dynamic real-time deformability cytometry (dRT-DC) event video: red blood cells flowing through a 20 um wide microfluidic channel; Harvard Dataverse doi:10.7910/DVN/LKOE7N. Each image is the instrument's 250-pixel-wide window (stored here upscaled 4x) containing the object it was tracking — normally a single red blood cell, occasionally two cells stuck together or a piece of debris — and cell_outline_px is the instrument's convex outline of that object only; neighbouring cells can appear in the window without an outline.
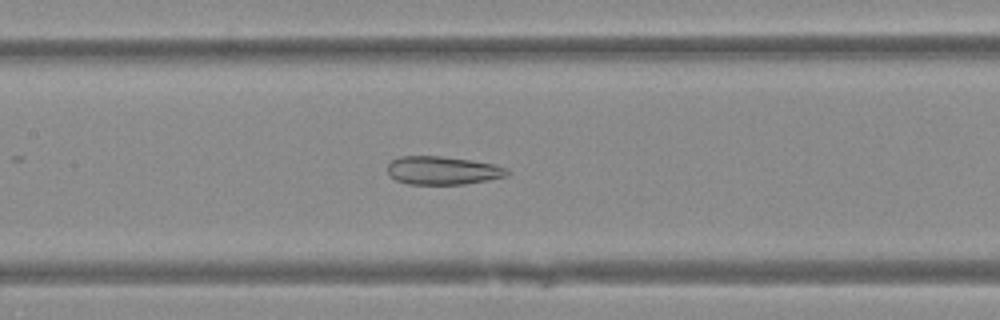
{"species": "Egyptian fruit bat (a non-hibernating species)", "species_latin": "Rousettus aegyptiacus", "temperature_condition": "warm", "stored_images_in_passage": 50, "camera_frame_rate_fps": 3000, "um_per_image_px": 0.085, "animal": {"sex": "female"}, "frame": {"image": 1, "passage_image": 23, "time_ms": 7.333, "image_size_px": [1000, 320], "cell_outline_px": [[512, 172], [508, 176], [488, 180], [464, 184], [408, 184], [396, 180], [388, 176], [388, 164], [392, 160], [400, 156], [440, 156], [468, 160], [492, 164], [508, 168]], "centroid_in_image_um": [37.63, 14.5], "position_along_channel_um": 169.8, "area_um2": 19.77}}
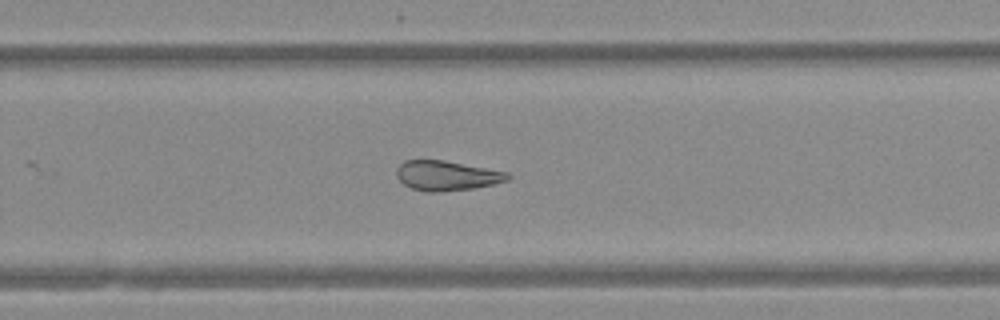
{"frame": {"image": 2, "passage_image": 32, "time_ms": 10.333, "image_size_px": [1000, 320], "cell_outline_px": [[512, 176], [508, 180], [476, 188], [440, 192], [428, 192], [412, 188], [404, 184], [396, 176], [396, 168], [404, 160], [444, 160], [508, 172]], "centroid_in_image_um": [37.97, 14.93], "position_along_channel_um": 291.8, "area_um2": 19.36}}
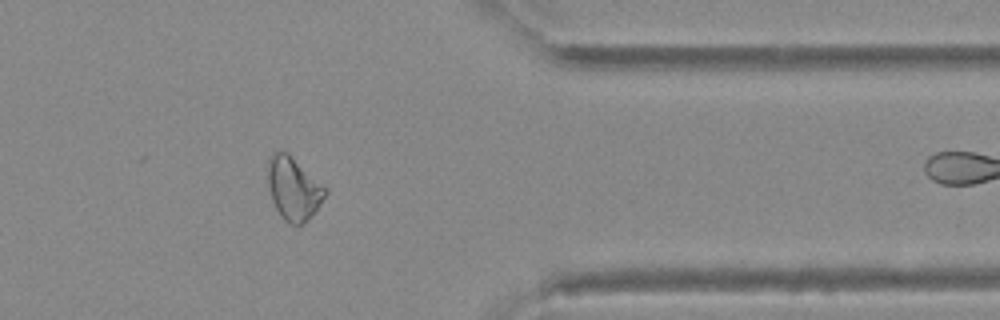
{"frame": {"image": 3, "passage_image": 40, "time_ms": 13.0, "image_size_px": [1000, 320], "cell_outline_px": [[328, 192], [308, 220], [304, 224], [296, 228], [284, 220], [280, 216], [272, 200], [268, 184], [268, 168], [272, 156], [276, 152], [288, 152], [328, 188]], "centroid_in_image_um": [24.98, 16.07], "position_along_channel_um": 386.4, "area_um2": 21.1}}